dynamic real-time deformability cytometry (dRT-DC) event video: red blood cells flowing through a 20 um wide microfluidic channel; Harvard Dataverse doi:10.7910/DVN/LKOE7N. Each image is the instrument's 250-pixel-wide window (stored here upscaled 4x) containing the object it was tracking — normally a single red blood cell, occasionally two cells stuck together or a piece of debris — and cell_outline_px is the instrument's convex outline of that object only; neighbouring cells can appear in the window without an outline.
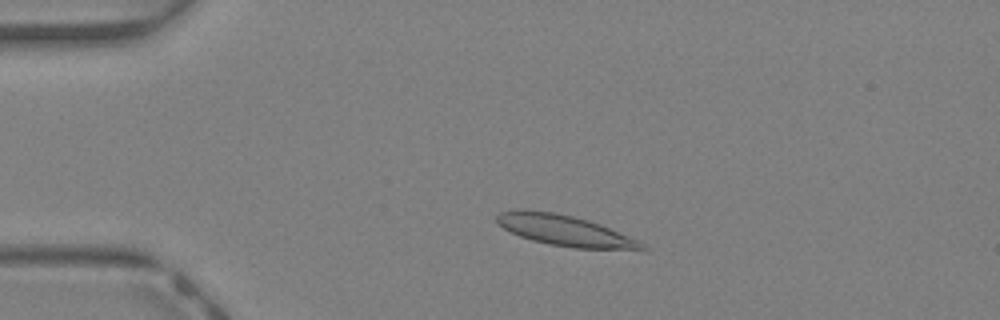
{"species": "Egyptian fruit bat (a non-hibernating species)", "species_latin": "Rousettus aegyptiacus", "temperature_condition": "warm", "stored_images_in_passage": 40, "camera_frame_rate_fps": 3000, "um_per_image_px": 0.085, "animal": {"sex": "female"}, "frame": {"image": 1, "passage_image": 6, "time_ms": 1.667, "image_size_px": [1000, 320], "cell_outline_px": [[648, 248], [572, 248], [548, 244], [532, 240], [520, 236], [504, 228], [496, 220], [496, 216], [500, 212], [516, 208], [524, 208], [552, 212], [572, 216], [588, 220], [600, 224], [640, 240]], "centroid_in_image_um": [47.94, 19.56], "position_along_channel_um": 37.1, "area_um2": 25.72}}
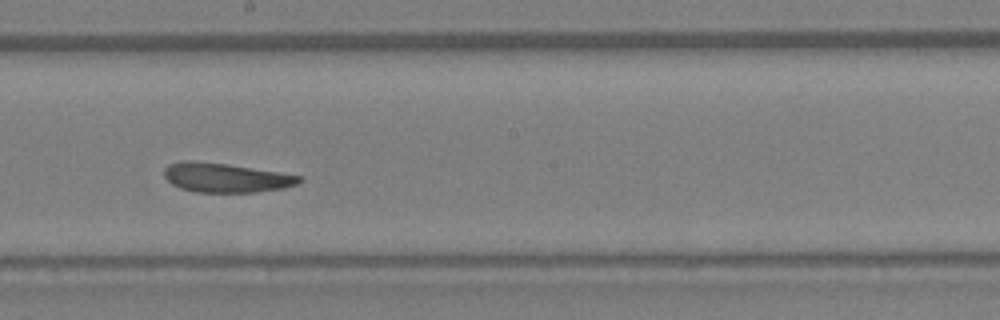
{"frame": {"image": 2, "passage_image": 21, "time_ms": 6.667, "image_size_px": [1000, 320], "cell_outline_px": [[304, 180], [296, 184], [284, 188], [256, 192], [196, 192], [180, 188], [172, 184], [164, 176], [164, 168], [168, 164], [184, 160], [192, 160], [228, 164], [280, 172], [304, 176]], "centroid_in_image_um": [19.21, 15.09], "position_along_channel_um": 229.0, "area_um2": 23.24}}
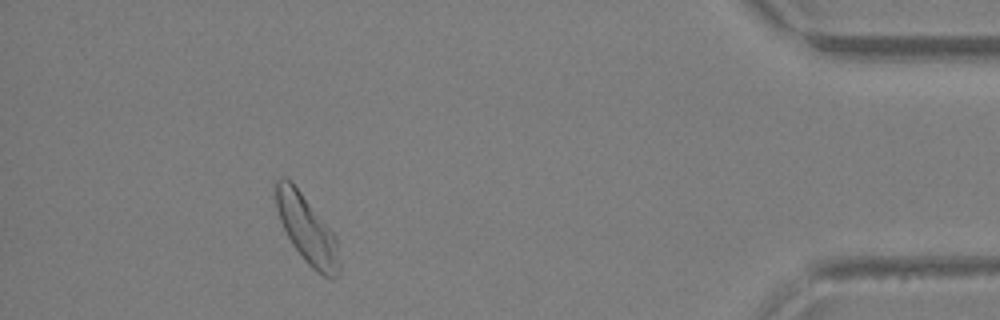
{"frame": {"image": 3, "passage_image": 36, "time_ms": 11.667, "image_size_px": [1000, 320], "cell_outline_px": [[340, 268], [336, 276], [332, 280], [316, 272], [304, 260], [292, 244], [280, 220], [276, 208], [272, 180], [280, 176], [284, 176], [292, 180], [336, 236], [340, 264]], "centroid_in_image_um": [26.04, 19.42], "position_along_channel_um": 409.2, "area_um2": 25.61}, "authors_computed_cell_mechanics": {"area_um2": 24.6806, "velocity_mm_per_s": 4.6806, "shape_relaxation_time_tau1_ms": 6.0345, "shape_relaxation_time_tau2_ms": 2.7299, "deformation_change_tau1": 0.1903, "deformation_change_tau2": 0.0689}}